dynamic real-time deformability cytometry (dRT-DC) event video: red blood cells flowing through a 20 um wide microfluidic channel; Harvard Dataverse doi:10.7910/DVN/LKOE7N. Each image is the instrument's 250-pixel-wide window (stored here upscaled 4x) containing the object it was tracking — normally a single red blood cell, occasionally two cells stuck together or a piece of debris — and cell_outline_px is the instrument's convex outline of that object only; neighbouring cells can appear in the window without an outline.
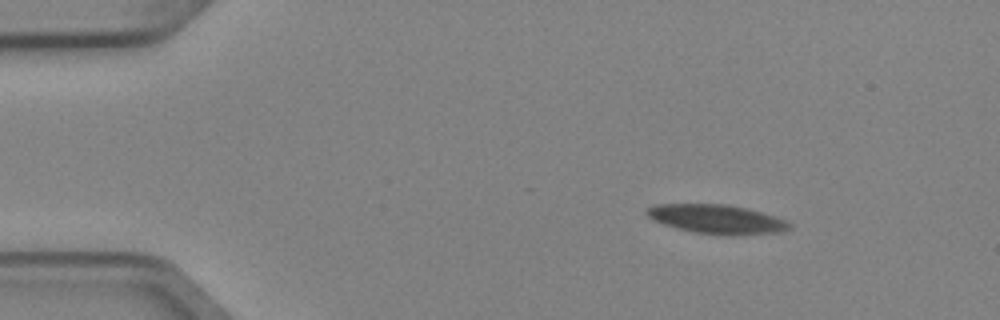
{"species": "Egyptian fruit bat (a non-hibernating species)", "species_latin": "Rousettus aegyptiacus", "temperature_condition": "cold", "stored_images_in_passage": 4, "camera_frame_rate_fps": 3000, "um_per_image_px": 0.085, "animal": {"sex": "female"}, "frame": {"image": 1, "passage_image": 2, "time_ms": 0.333, "image_size_px": [1000, 320], "cell_outline_px": [[792, 228], [784, 232], [728, 236], [696, 232], [676, 228], [652, 220], [644, 212], [648, 208], [656, 204], [728, 204], [776, 216], [792, 224]], "centroid_in_image_um": [60.95, 18.64], "position_along_channel_um": 24.0, "area_um2": 24.28}}